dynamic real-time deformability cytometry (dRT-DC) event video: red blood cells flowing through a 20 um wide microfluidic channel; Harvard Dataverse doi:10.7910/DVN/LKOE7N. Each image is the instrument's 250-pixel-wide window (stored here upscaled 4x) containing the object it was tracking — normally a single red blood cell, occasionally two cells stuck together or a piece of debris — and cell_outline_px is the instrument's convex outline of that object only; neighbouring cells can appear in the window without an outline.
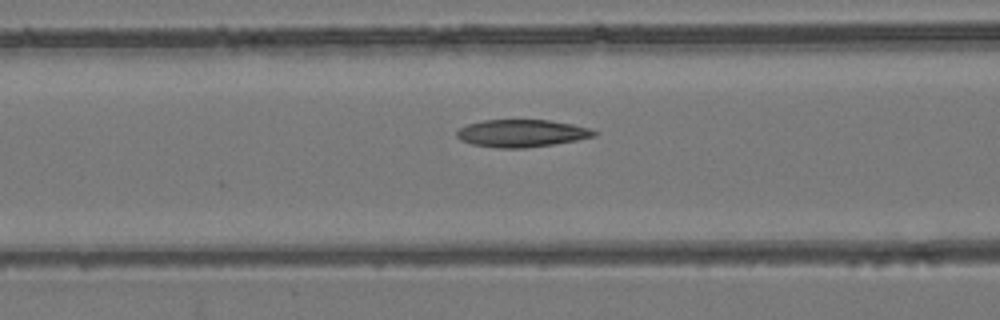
{"species": "common noctule bat (a hibernating species)", "species_latin": "Nyctalus noctula", "temperature_condition": "room temperature", "stored_images_in_passage": 53, "camera_frame_rate_fps": 3000, "um_per_image_px": 0.085, "animal": {"sex": "female", "body_mass_g": 24.6, "forearm_length_mm": 56.2}, "frame": {"image": 1, "passage_image": 21, "time_ms": 6.667, "image_size_px": [1000, 320], "cell_outline_px": [[600, 132], [596, 136], [576, 140], [552, 144], [524, 148], [496, 148], [472, 144], [460, 140], [456, 136], [456, 132], [460, 128], [468, 124], [484, 120], [548, 120], [572, 124], [588, 128]], "centroid_in_image_um": [44.34, 11.33], "position_along_channel_um": 122.3, "area_um2": 21.91}}
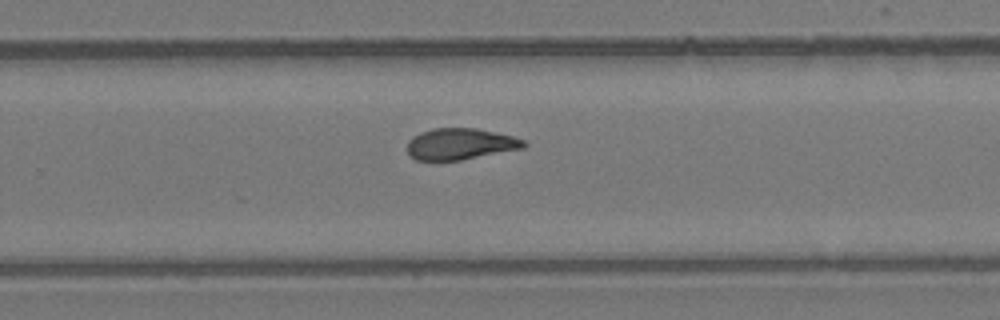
{"frame": {"image": 2, "passage_image": 34, "time_ms": 11.0, "image_size_px": [1000, 320], "cell_outline_px": [[528, 144], [524, 148], [460, 160], [416, 160], [408, 152], [408, 140], [412, 136], [420, 132], [432, 128], [476, 128], [512, 136], [524, 140]], "centroid_in_image_um": [39.12, 12.23], "position_along_channel_um": 290.7, "area_um2": 21.21}}
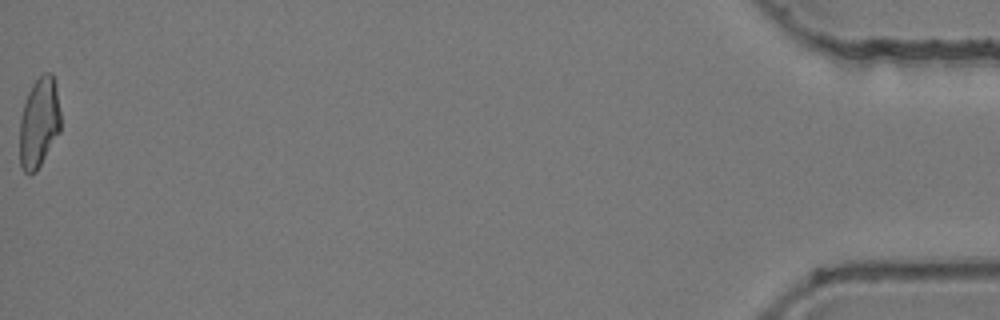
{"frame": {"image": 3, "passage_image": 53, "time_ms": 17.333, "image_size_px": [1000, 320], "cell_outline_px": [[60, 132], [36, 172], [28, 176], [24, 172], [20, 164], [20, 116], [28, 92], [32, 84], [44, 72], [52, 72], [56, 84], [60, 112]], "centroid_in_image_um": [3.32, 10.43], "position_along_channel_um": 431.9, "area_um2": 21.73}, "authors_computed_cell_mechanics": {"area_um2": 22.1952, "velocity_mm_per_s": 3.8988, "shape_relaxation_time_tau1_ms": null, "shape_relaxation_time_tau2_ms": 3.6554, "deformation_change_tau1": null, "deformation_change_tau2": 0.1056}}